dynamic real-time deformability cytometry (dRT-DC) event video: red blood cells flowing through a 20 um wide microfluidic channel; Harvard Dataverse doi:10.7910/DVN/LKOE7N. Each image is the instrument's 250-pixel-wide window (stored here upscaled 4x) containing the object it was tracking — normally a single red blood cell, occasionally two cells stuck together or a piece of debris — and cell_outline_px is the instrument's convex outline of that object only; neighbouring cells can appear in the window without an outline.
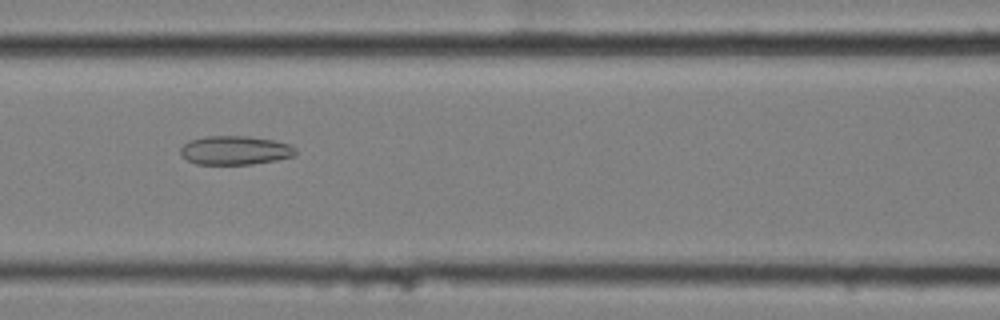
{"species": "common noctule bat (a hibernating species)", "species_latin": "Nyctalus noctula", "temperature_condition": "cold", "stored_images_in_passage": 10, "camera_frame_rate_fps": 3000, "um_per_image_px": 0.085, "animal": {"sex": "female", "body_mass_g": 25.1}, "frame": {"image": 1, "passage_image": 7, "time_ms": 2.0, "image_size_px": [1000, 320], "cell_outline_px": [[296, 156], [276, 160], [252, 164], [196, 164], [180, 156], [180, 148], [184, 144], [192, 140], [208, 136], [248, 136], [272, 140], [292, 144], [296, 148]], "centroid_in_image_um": [20.01, 12.78], "position_along_channel_um": 146.6, "area_um2": 19.42}}
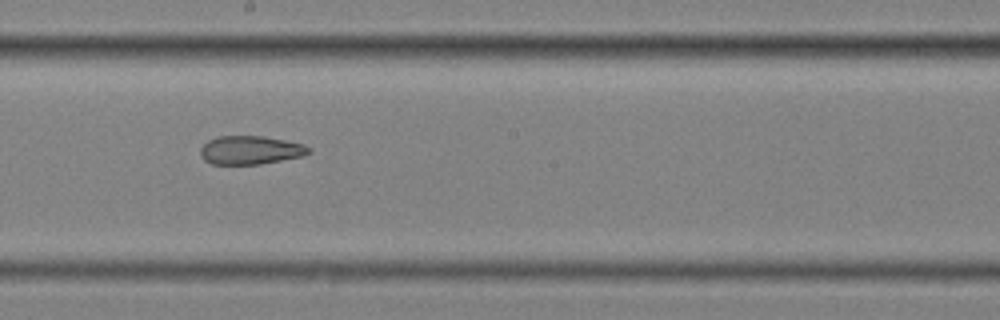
{"frame": {"image": 2, "passage_image": 9, "time_ms": 2.667, "image_size_px": [1000, 320], "cell_outline_px": [[312, 152], [304, 156], [260, 164], [212, 164], [204, 160], [200, 156], [200, 148], [208, 140], [216, 136], [264, 136], [304, 144], [312, 148]], "centroid_in_image_um": [21.3, 12.76], "position_along_channel_um": 226.9, "area_um2": 18.21}}
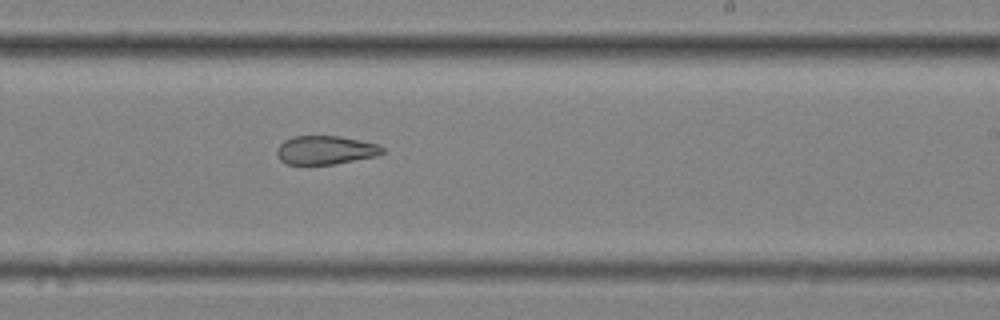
{"frame": {"image": 3, "passage_image": 10, "time_ms": 3.0, "image_size_px": [1000, 320], "cell_outline_px": [[384, 152], [376, 156], [332, 164], [288, 164], [280, 160], [276, 152], [276, 148], [284, 140], [292, 136], [340, 136], [380, 144], [384, 148]], "centroid_in_image_um": [27.66, 12.74], "position_along_channel_um": 261.3, "area_um2": 17.63}}